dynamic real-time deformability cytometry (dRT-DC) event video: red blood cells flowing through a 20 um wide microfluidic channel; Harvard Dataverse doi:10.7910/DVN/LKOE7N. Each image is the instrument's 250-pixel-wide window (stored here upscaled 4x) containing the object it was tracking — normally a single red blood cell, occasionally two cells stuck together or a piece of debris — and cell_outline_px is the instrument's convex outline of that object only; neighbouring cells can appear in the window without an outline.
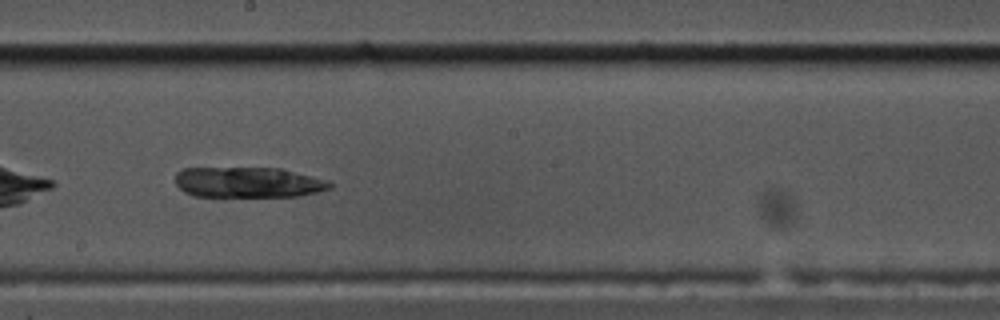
{"species": "common noctule bat (a hibernating species)", "species_latin": "Nyctalus noctula", "temperature_condition": "cold", "stored_images_in_passage": 36, "camera_frame_rate_fps": 3000, "um_per_image_px": 0.085, "animal": {"sex": "male", "body_mass_g": 17.5, "forearm_length_mm": 52.3}, "frame": {"image": 1, "passage_image": 16, "time_ms": 5.0, "image_size_px": [1000, 320], "cell_outline_px": [[332, 188], [316, 192], [296, 196], [192, 196], [184, 192], [176, 184], [176, 172], [184, 168], [280, 168], [328, 180], [332, 184]], "centroid_in_image_um": [21.08, 15.49], "position_along_channel_um": 227.1, "area_um2": 27.4}}